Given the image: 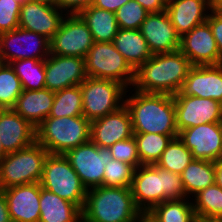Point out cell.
<instances>
[{"mask_svg":"<svg viewBox=\"0 0 222 222\" xmlns=\"http://www.w3.org/2000/svg\"><path fill=\"white\" fill-rule=\"evenodd\" d=\"M192 66L180 50L153 54L135 70L131 89L173 96L180 92Z\"/></svg>","mask_w":222,"mask_h":222,"instance_id":"obj_1","label":"cell"},{"mask_svg":"<svg viewBox=\"0 0 222 222\" xmlns=\"http://www.w3.org/2000/svg\"><path fill=\"white\" fill-rule=\"evenodd\" d=\"M126 93L124 104L131 115L133 133L179 135L173 96L144 93L131 88Z\"/></svg>","mask_w":222,"mask_h":222,"instance_id":"obj_2","label":"cell"},{"mask_svg":"<svg viewBox=\"0 0 222 222\" xmlns=\"http://www.w3.org/2000/svg\"><path fill=\"white\" fill-rule=\"evenodd\" d=\"M130 189L135 205L143 215L164 201L188 198L181 174L173 173L156 164L137 167Z\"/></svg>","mask_w":222,"mask_h":222,"instance_id":"obj_3","label":"cell"},{"mask_svg":"<svg viewBox=\"0 0 222 222\" xmlns=\"http://www.w3.org/2000/svg\"><path fill=\"white\" fill-rule=\"evenodd\" d=\"M143 218L130 188L98 186L87 190L83 222H140Z\"/></svg>","mask_w":222,"mask_h":222,"instance_id":"obj_4","label":"cell"},{"mask_svg":"<svg viewBox=\"0 0 222 222\" xmlns=\"http://www.w3.org/2000/svg\"><path fill=\"white\" fill-rule=\"evenodd\" d=\"M36 142L49 154H65L90 141L91 122L83 115L47 117L36 128Z\"/></svg>","mask_w":222,"mask_h":222,"instance_id":"obj_5","label":"cell"},{"mask_svg":"<svg viewBox=\"0 0 222 222\" xmlns=\"http://www.w3.org/2000/svg\"><path fill=\"white\" fill-rule=\"evenodd\" d=\"M49 152L36 141L0 160V190L40 182Z\"/></svg>","mask_w":222,"mask_h":222,"instance_id":"obj_6","label":"cell"},{"mask_svg":"<svg viewBox=\"0 0 222 222\" xmlns=\"http://www.w3.org/2000/svg\"><path fill=\"white\" fill-rule=\"evenodd\" d=\"M39 183L46 190L83 209L87 188L63 154H48Z\"/></svg>","mask_w":222,"mask_h":222,"instance_id":"obj_7","label":"cell"},{"mask_svg":"<svg viewBox=\"0 0 222 222\" xmlns=\"http://www.w3.org/2000/svg\"><path fill=\"white\" fill-rule=\"evenodd\" d=\"M87 77L107 79L132 87L135 70L115 48L112 42H94L85 57Z\"/></svg>","mask_w":222,"mask_h":222,"instance_id":"obj_8","label":"cell"},{"mask_svg":"<svg viewBox=\"0 0 222 222\" xmlns=\"http://www.w3.org/2000/svg\"><path fill=\"white\" fill-rule=\"evenodd\" d=\"M83 116L90 122L124 105L126 88L119 82L87 77L80 85Z\"/></svg>","mask_w":222,"mask_h":222,"instance_id":"obj_9","label":"cell"},{"mask_svg":"<svg viewBox=\"0 0 222 222\" xmlns=\"http://www.w3.org/2000/svg\"><path fill=\"white\" fill-rule=\"evenodd\" d=\"M50 55V40L20 27L0 33V59L4 64L15 60L46 59Z\"/></svg>","mask_w":222,"mask_h":222,"instance_id":"obj_10","label":"cell"},{"mask_svg":"<svg viewBox=\"0 0 222 222\" xmlns=\"http://www.w3.org/2000/svg\"><path fill=\"white\" fill-rule=\"evenodd\" d=\"M64 156L87 190L103 186L105 165L113 159L109 148L98 147L90 140L68 150Z\"/></svg>","mask_w":222,"mask_h":222,"instance_id":"obj_11","label":"cell"},{"mask_svg":"<svg viewBox=\"0 0 222 222\" xmlns=\"http://www.w3.org/2000/svg\"><path fill=\"white\" fill-rule=\"evenodd\" d=\"M94 40L79 14H66L50 40V54L85 58Z\"/></svg>","mask_w":222,"mask_h":222,"instance_id":"obj_12","label":"cell"},{"mask_svg":"<svg viewBox=\"0 0 222 222\" xmlns=\"http://www.w3.org/2000/svg\"><path fill=\"white\" fill-rule=\"evenodd\" d=\"M175 104L176 128L178 132L200 124L222 122V104L208 98L173 95Z\"/></svg>","mask_w":222,"mask_h":222,"instance_id":"obj_13","label":"cell"},{"mask_svg":"<svg viewBox=\"0 0 222 222\" xmlns=\"http://www.w3.org/2000/svg\"><path fill=\"white\" fill-rule=\"evenodd\" d=\"M65 15L51 2L27 0L21 4L19 27L51 40L58 31Z\"/></svg>","mask_w":222,"mask_h":222,"instance_id":"obj_14","label":"cell"},{"mask_svg":"<svg viewBox=\"0 0 222 222\" xmlns=\"http://www.w3.org/2000/svg\"><path fill=\"white\" fill-rule=\"evenodd\" d=\"M178 137L191 151L194 159L216 161L222 158V122L183 129Z\"/></svg>","mask_w":222,"mask_h":222,"instance_id":"obj_15","label":"cell"},{"mask_svg":"<svg viewBox=\"0 0 222 222\" xmlns=\"http://www.w3.org/2000/svg\"><path fill=\"white\" fill-rule=\"evenodd\" d=\"M86 78L85 58L50 54L45 59V88L52 92L80 85Z\"/></svg>","mask_w":222,"mask_h":222,"instance_id":"obj_16","label":"cell"},{"mask_svg":"<svg viewBox=\"0 0 222 222\" xmlns=\"http://www.w3.org/2000/svg\"><path fill=\"white\" fill-rule=\"evenodd\" d=\"M179 50L193 66L222 64L218 47L207 22L195 26L180 38Z\"/></svg>","mask_w":222,"mask_h":222,"instance_id":"obj_17","label":"cell"},{"mask_svg":"<svg viewBox=\"0 0 222 222\" xmlns=\"http://www.w3.org/2000/svg\"><path fill=\"white\" fill-rule=\"evenodd\" d=\"M153 54L172 53L180 48V36L166 10L149 13L139 28Z\"/></svg>","mask_w":222,"mask_h":222,"instance_id":"obj_18","label":"cell"},{"mask_svg":"<svg viewBox=\"0 0 222 222\" xmlns=\"http://www.w3.org/2000/svg\"><path fill=\"white\" fill-rule=\"evenodd\" d=\"M131 115L125 104L117 111L91 122L90 140L98 147H111L133 137Z\"/></svg>","mask_w":222,"mask_h":222,"instance_id":"obj_19","label":"cell"},{"mask_svg":"<svg viewBox=\"0 0 222 222\" xmlns=\"http://www.w3.org/2000/svg\"><path fill=\"white\" fill-rule=\"evenodd\" d=\"M180 92L222 104V64L192 66Z\"/></svg>","mask_w":222,"mask_h":222,"instance_id":"obj_20","label":"cell"},{"mask_svg":"<svg viewBox=\"0 0 222 222\" xmlns=\"http://www.w3.org/2000/svg\"><path fill=\"white\" fill-rule=\"evenodd\" d=\"M39 182L12 186L3 189L12 222H39L40 219Z\"/></svg>","mask_w":222,"mask_h":222,"instance_id":"obj_21","label":"cell"},{"mask_svg":"<svg viewBox=\"0 0 222 222\" xmlns=\"http://www.w3.org/2000/svg\"><path fill=\"white\" fill-rule=\"evenodd\" d=\"M0 139L7 154L16 152L36 141L35 127L13 108L0 109Z\"/></svg>","mask_w":222,"mask_h":222,"instance_id":"obj_22","label":"cell"},{"mask_svg":"<svg viewBox=\"0 0 222 222\" xmlns=\"http://www.w3.org/2000/svg\"><path fill=\"white\" fill-rule=\"evenodd\" d=\"M166 12L182 37L195 26L206 22L211 9L209 0H172L166 4Z\"/></svg>","mask_w":222,"mask_h":222,"instance_id":"obj_23","label":"cell"},{"mask_svg":"<svg viewBox=\"0 0 222 222\" xmlns=\"http://www.w3.org/2000/svg\"><path fill=\"white\" fill-rule=\"evenodd\" d=\"M54 101V92L49 89L23 90L13 109L33 127L46 119Z\"/></svg>","mask_w":222,"mask_h":222,"instance_id":"obj_24","label":"cell"},{"mask_svg":"<svg viewBox=\"0 0 222 222\" xmlns=\"http://www.w3.org/2000/svg\"><path fill=\"white\" fill-rule=\"evenodd\" d=\"M39 222H81L82 210L51 191L40 189Z\"/></svg>","mask_w":222,"mask_h":222,"instance_id":"obj_25","label":"cell"},{"mask_svg":"<svg viewBox=\"0 0 222 222\" xmlns=\"http://www.w3.org/2000/svg\"><path fill=\"white\" fill-rule=\"evenodd\" d=\"M112 43L134 70L152 57L139 29L119 28Z\"/></svg>","mask_w":222,"mask_h":222,"instance_id":"obj_26","label":"cell"},{"mask_svg":"<svg viewBox=\"0 0 222 222\" xmlns=\"http://www.w3.org/2000/svg\"><path fill=\"white\" fill-rule=\"evenodd\" d=\"M79 15L86 22L94 42H112L118 33L119 26L114 12L90 5Z\"/></svg>","mask_w":222,"mask_h":222,"instance_id":"obj_27","label":"cell"},{"mask_svg":"<svg viewBox=\"0 0 222 222\" xmlns=\"http://www.w3.org/2000/svg\"><path fill=\"white\" fill-rule=\"evenodd\" d=\"M144 218L149 222H199L192 200H167L154 206Z\"/></svg>","mask_w":222,"mask_h":222,"instance_id":"obj_28","label":"cell"},{"mask_svg":"<svg viewBox=\"0 0 222 222\" xmlns=\"http://www.w3.org/2000/svg\"><path fill=\"white\" fill-rule=\"evenodd\" d=\"M186 196L192 199L197 193L215 184L214 161L193 159L181 173Z\"/></svg>","mask_w":222,"mask_h":222,"instance_id":"obj_29","label":"cell"},{"mask_svg":"<svg viewBox=\"0 0 222 222\" xmlns=\"http://www.w3.org/2000/svg\"><path fill=\"white\" fill-rule=\"evenodd\" d=\"M191 200L199 222L222 221V188L217 184L203 189Z\"/></svg>","mask_w":222,"mask_h":222,"instance_id":"obj_30","label":"cell"},{"mask_svg":"<svg viewBox=\"0 0 222 222\" xmlns=\"http://www.w3.org/2000/svg\"><path fill=\"white\" fill-rule=\"evenodd\" d=\"M178 135L134 133L138 155L142 165L156 164L172 138Z\"/></svg>","mask_w":222,"mask_h":222,"instance_id":"obj_31","label":"cell"},{"mask_svg":"<svg viewBox=\"0 0 222 222\" xmlns=\"http://www.w3.org/2000/svg\"><path fill=\"white\" fill-rule=\"evenodd\" d=\"M22 83L23 90L45 89V59H23L10 63Z\"/></svg>","mask_w":222,"mask_h":222,"instance_id":"obj_32","label":"cell"},{"mask_svg":"<svg viewBox=\"0 0 222 222\" xmlns=\"http://www.w3.org/2000/svg\"><path fill=\"white\" fill-rule=\"evenodd\" d=\"M80 86H72L54 92V101L48 117H74L83 115Z\"/></svg>","mask_w":222,"mask_h":222,"instance_id":"obj_33","label":"cell"},{"mask_svg":"<svg viewBox=\"0 0 222 222\" xmlns=\"http://www.w3.org/2000/svg\"><path fill=\"white\" fill-rule=\"evenodd\" d=\"M191 151L179 137L172 138L160 159L156 162L158 167L181 174L193 160Z\"/></svg>","mask_w":222,"mask_h":222,"instance_id":"obj_34","label":"cell"},{"mask_svg":"<svg viewBox=\"0 0 222 222\" xmlns=\"http://www.w3.org/2000/svg\"><path fill=\"white\" fill-rule=\"evenodd\" d=\"M23 91L22 83L10 64H0V109L13 108Z\"/></svg>","mask_w":222,"mask_h":222,"instance_id":"obj_35","label":"cell"},{"mask_svg":"<svg viewBox=\"0 0 222 222\" xmlns=\"http://www.w3.org/2000/svg\"><path fill=\"white\" fill-rule=\"evenodd\" d=\"M134 171L132 165L112 159L105 165L103 186L130 188Z\"/></svg>","mask_w":222,"mask_h":222,"instance_id":"obj_36","label":"cell"},{"mask_svg":"<svg viewBox=\"0 0 222 222\" xmlns=\"http://www.w3.org/2000/svg\"><path fill=\"white\" fill-rule=\"evenodd\" d=\"M149 12L136 0H130L116 12V19L121 29H139Z\"/></svg>","mask_w":222,"mask_h":222,"instance_id":"obj_37","label":"cell"},{"mask_svg":"<svg viewBox=\"0 0 222 222\" xmlns=\"http://www.w3.org/2000/svg\"><path fill=\"white\" fill-rule=\"evenodd\" d=\"M109 150L114 160L128 163L135 169L142 165L140 163L137 143L134 136L114 143L109 147Z\"/></svg>","mask_w":222,"mask_h":222,"instance_id":"obj_38","label":"cell"},{"mask_svg":"<svg viewBox=\"0 0 222 222\" xmlns=\"http://www.w3.org/2000/svg\"><path fill=\"white\" fill-rule=\"evenodd\" d=\"M21 3L16 0H0V33L19 27Z\"/></svg>","mask_w":222,"mask_h":222,"instance_id":"obj_39","label":"cell"},{"mask_svg":"<svg viewBox=\"0 0 222 222\" xmlns=\"http://www.w3.org/2000/svg\"><path fill=\"white\" fill-rule=\"evenodd\" d=\"M206 22L211 28L220 57L222 58V11H211Z\"/></svg>","mask_w":222,"mask_h":222,"instance_id":"obj_40","label":"cell"},{"mask_svg":"<svg viewBox=\"0 0 222 222\" xmlns=\"http://www.w3.org/2000/svg\"><path fill=\"white\" fill-rule=\"evenodd\" d=\"M92 2L93 0H55L53 4L65 14H79Z\"/></svg>","mask_w":222,"mask_h":222,"instance_id":"obj_41","label":"cell"},{"mask_svg":"<svg viewBox=\"0 0 222 222\" xmlns=\"http://www.w3.org/2000/svg\"><path fill=\"white\" fill-rule=\"evenodd\" d=\"M128 1L130 0H93L91 5L115 13L120 7H122Z\"/></svg>","mask_w":222,"mask_h":222,"instance_id":"obj_42","label":"cell"},{"mask_svg":"<svg viewBox=\"0 0 222 222\" xmlns=\"http://www.w3.org/2000/svg\"><path fill=\"white\" fill-rule=\"evenodd\" d=\"M149 13H157L166 10L164 0H136Z\"/></svg>","mask_w":222,"mask_h":222,"instance_id":"obj_43","label":"cell"},{"mask_svg":"<svg viewBox=\"0 0 222 222\" xmlns=\"http://www.w3.org/2000/svg\"><path fill=\"white\" fill-rule=\"evenodd\" d=\"M0 222H12L8 210L7 199L2 190H0Z\"/></svg>","mask_w":222,"mask_h":222,"instance_id":"obj_44","label":"cell"},{"mask_svg":"<svg viewBox=\"0 0 222 222\" xmlns=\"http://www.w3.org/2000/svg\"><path fill=\"white\" fill-rule=\"evenodd\" d=\"M215 184L222 188V158L214 161Z\"/></svg>","mask_w":222,"mask_h":222,"instance_id":"obj_45","label":"cell"},{"mask_svg":"<svg viewBox=\"0 0 222 222\" xmlns=\"http://www.w3.org/2000/svg\"><path fill=\"white\" fill-rule=\"evenodd\" d=\"M211 11H222V0H209Z\"/></svg>","mask_w":222,"mask_h":222,"instance_id":"obj_46","label":"cell"},{"mask_svg":"<svg viewBox=\"0 0 222 222\" xmlns=\"http://www.w3.org/2000/svg\"><path fill=\"white\" fill-rule=\"evenodd\" d=\"M1 140V139H0ZM7 153L4 151L2 147V142L0 141V160L6 155Z\"/></svg>","mask_w":222,"mask_h":222,"instance_id":"obj_47","label":"cell"},{"mask_svg":"<svg viewBox=\"0 0 222 222\" xmlns=\"http://www.w3.org/2000/svg\"><path fill=\"white\" fill-rule=\"evenodd\" d=\"M16 1H19L21 4L26 2L27 0H16Z\"/></svg>","mask_w":222,"mask_h":222,"instance_id":"obj_48","label":"cell"},{"mask_svg":"<svg viewBox=\"0 0 222 222\" xmlns=\"http://www.w3.org/2000/svg\"><path fill=\"white\" fill-rule=\"evenodd\" d=\"M140 222H149L145 218H143Z\"/></svg>","mask_w":222,"mask_h":222,"instance_id":"obj_49","label":"cell"},{"mask_svg":"<svg viewBox=\"0 0 222 222\" xmlns=\"http://www.w3.org/2000/svg\"><path fill=\"white\" fill-rule=\"evenodd\" d=\"M44 1H48V2L53 3L55 0H44Z\"/></svg>","mask_w":222,"mask_h":222,"instance_id":"obj_50","label":"cell"},{"mask_svg":"<svg viewBox=\"0 0 222 222\" xmlns=\"http://www.w3.org/2000/svg\"><path fill=\"white\" fill-rule=\"evenodd\" d=\"M165 2H166V4L168 3V2H170V1H172V0H164Z\"/></svg>","mask_w":222,"mask_h":222,"instance_id":"obj_51","label":"cell"}]
</instances>
